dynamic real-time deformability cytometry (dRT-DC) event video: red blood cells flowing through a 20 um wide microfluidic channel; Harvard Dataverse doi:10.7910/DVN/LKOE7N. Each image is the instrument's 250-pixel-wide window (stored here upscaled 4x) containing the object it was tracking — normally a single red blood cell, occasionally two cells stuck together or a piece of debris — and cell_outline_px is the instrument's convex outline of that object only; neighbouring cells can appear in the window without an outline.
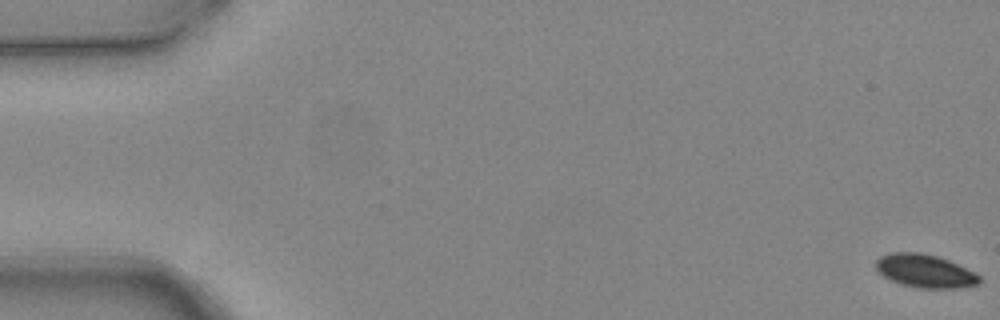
{"species": "common noctule bat (a hibernating species)", "species_latin": "Nyctalus noctula", "temperature_condition": "warm", "stored_images_in_passage": 7, "camera_frame_rate_fps": 3000, "um_per_image_px": 0.085, "animal": {"sex": "female", "body_mass_g": 24.6, "forearm_length_mm": 56.2}, "frame": {"image": 1, "passage_image": 1, "time_ms": 0.0, "image_size_px": [1000, 320], "cell_outline_px": [[980, 284], [960, 288], [920, 288], [900, 284], [876, 272], [876, 260], [880, 256], [892, 252], [920, 252], [936, 256], [948, 260], [976, 272], [980, 276]], "centroid_in_image_um": [78.63, 23.04], "position_along_channel_um": 6.4, "area_um2": 20.17}}
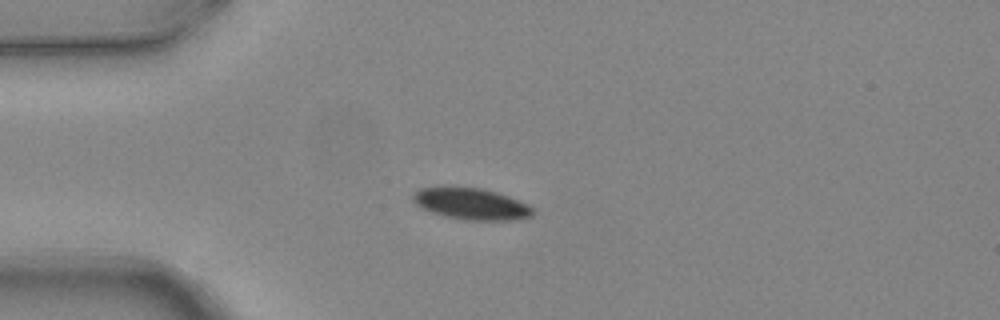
{"frame": {"image": 2, "passage_image": 5, "time_ms": 1.333, "image_size_px": [1000, 320], "cell_outline_px": [[532, 216], [516, 220], [464, 220], [444, 216], [420, 208], [412, 200], [412, 196], [420, 188], [480, 188], [496, 192], [508, 196], [528, 204], [532, 208]], "centroid_in_image_um": [40.06, 17.35], "position_along_channel_um": 44.9, "area_um2": 21.68}}
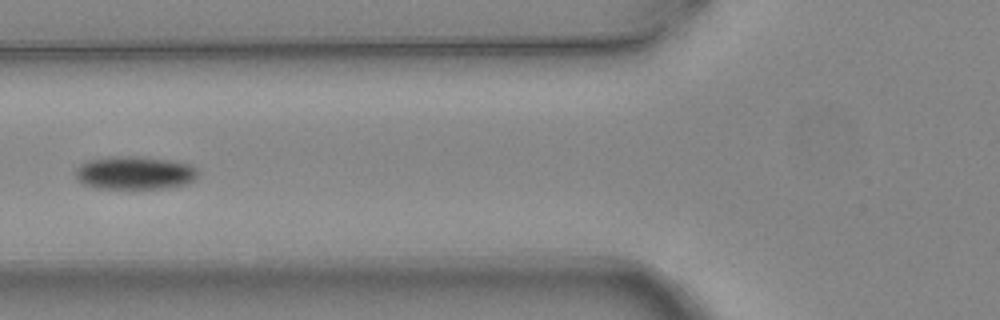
{"frame": {"image": 3, "passage_image": 7, "time_ms": 2.0, "image_size_px": [1000, 320], "cell_outline_px": [[200, 172], [196, 180], [188, 184], [168, 188], [96, 188], [84, 184], [76, 176], [76, 168], [80, 164], [88, 160], [112, 156], [136, 156], [172, 160], [188, 164], [196, 168]], "centroid_in_image_um": [11.51, 14.69], "position_along_channel_um": 114.3, "area_um2": 23.87}}